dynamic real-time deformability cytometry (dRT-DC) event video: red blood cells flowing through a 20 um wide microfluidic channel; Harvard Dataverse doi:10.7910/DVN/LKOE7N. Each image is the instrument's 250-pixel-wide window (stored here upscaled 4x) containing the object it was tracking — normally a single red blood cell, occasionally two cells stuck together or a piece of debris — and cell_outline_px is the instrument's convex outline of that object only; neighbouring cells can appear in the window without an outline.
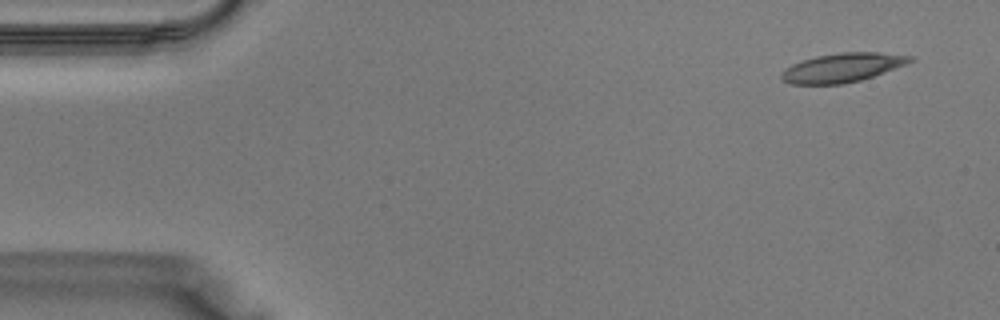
{"species": "Egyptian fruit bat (a non-hibernating species)", "species_latin": "Rousettus aegyptiacus", "temperature_condition": "warm", "stored_images_in_passage": 37, "camera_frame_rate_fps": 3000, "um_per_image_px": 0.085, "animal": {"sex": "male"}, "frame": {"image": 1, "passage_image": 1, "time_ms": 0.0, "image_size_px": [1000, 320], "cell_outline_px": [[916, 60], [872, 76], [860, 80], [844, 84], [792, 84], [784, 80], [780, 76], [780, 72], [784, 68], [792, 64], [816, 56], [840, 52], [880, 52], [916, 56]], "centroid_in_image_um": [71.61, 5.73], "position_along_channel_um": 13.4, "area_um2": 21.73}}
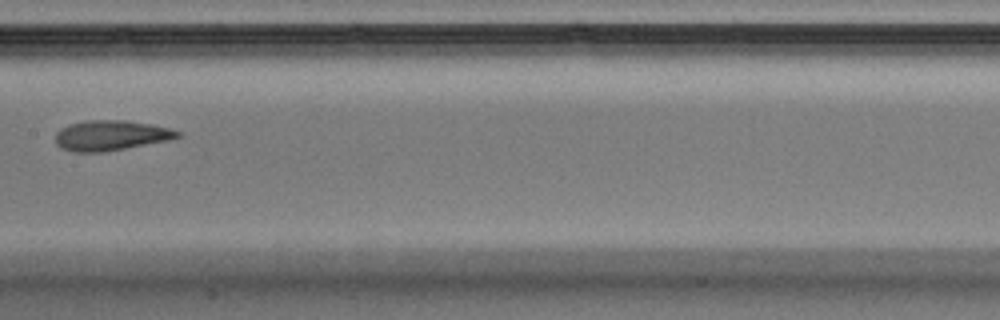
{"frame": {"image": 2, "passage_image": 18, "time_ms": 5.667, "image_size_px": [1000, 320], "cell_outline_px": [[180, 136], [168, 140], [104, 152], [76, 152], [60, 148], [56, 144], [56, 132], [60, 128], [68, 124], [88, 120], [124, 120], [152, 124], [168, 128], [180, 132]], "centroid_in_image_um": [9.37, 11.51], "position_along_channel_um": 198.0, "area_um2": 21.39}}
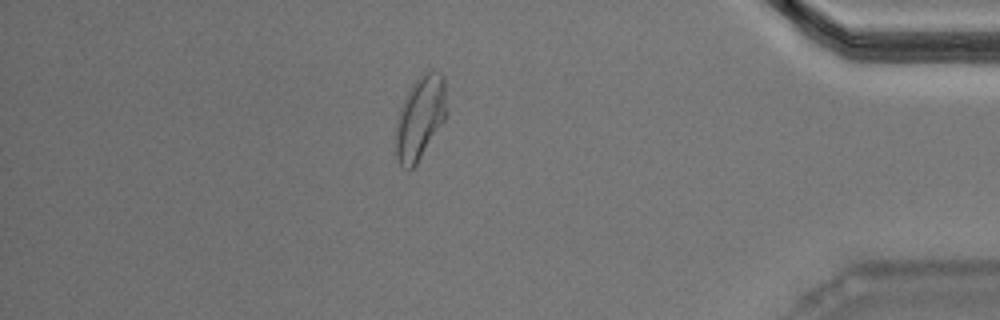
{"frame": {"image": 3, "passage_image": 32, "time_ms": 10.333, "image_size_px": [1000, 320], "cell_outline_px": [[444, 120], [416, 164], [412, 168], [404, 168], [400, 164], [396, 156], [396, 120], [400, 108], [412, 84], [424, 72], [432, 68], [440, 72], [444, 76]], "centroid_in_image_um": [35.68, 9.97], "position_along_channel_um": 399.5, "area_um2": 24.04}}